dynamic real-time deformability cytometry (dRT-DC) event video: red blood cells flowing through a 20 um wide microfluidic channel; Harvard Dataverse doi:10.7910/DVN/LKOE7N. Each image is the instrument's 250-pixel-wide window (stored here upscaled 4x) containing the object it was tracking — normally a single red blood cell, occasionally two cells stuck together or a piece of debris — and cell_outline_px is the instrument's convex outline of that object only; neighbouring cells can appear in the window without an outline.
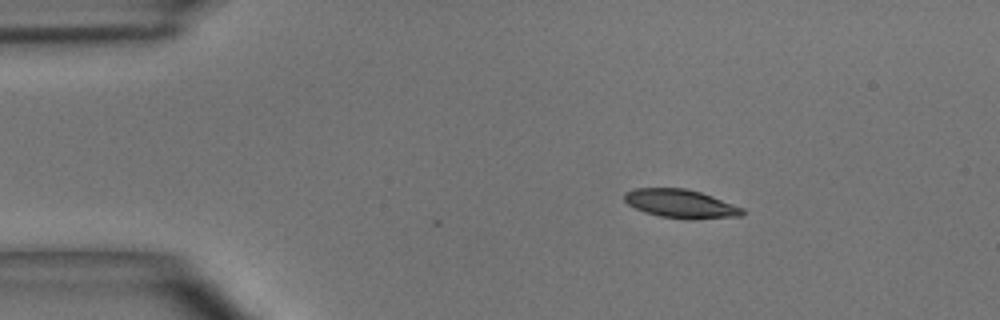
{"species": "common noctule bat (a hibernating species)", "species_latin": "Nyctalus noctula", "temperature_condition": "room temperature", "stored_images_in_passage": 2, "camera_frame_rate_fps": 3000, "um_per_image_px": 0.085, "animal": {"sex": "male", "body_mass_g": 15.6}, "frame": {"image": 1, "passage_image": 2, "time_ms": 0.333, "image_size_px": [1000, 320], "cell_outline_px": [[744, 212], [740, 216], [660, 216], [644, 212], [628, 204], [624, 200], [624, 192], [632, 188], [684, 188], [700, 192], [712, 196], [744, 208]], "centroid_in_image_um": [57.76, 17.24], "position_along_channel_um": 27.2, "area_um2": 18.55}}